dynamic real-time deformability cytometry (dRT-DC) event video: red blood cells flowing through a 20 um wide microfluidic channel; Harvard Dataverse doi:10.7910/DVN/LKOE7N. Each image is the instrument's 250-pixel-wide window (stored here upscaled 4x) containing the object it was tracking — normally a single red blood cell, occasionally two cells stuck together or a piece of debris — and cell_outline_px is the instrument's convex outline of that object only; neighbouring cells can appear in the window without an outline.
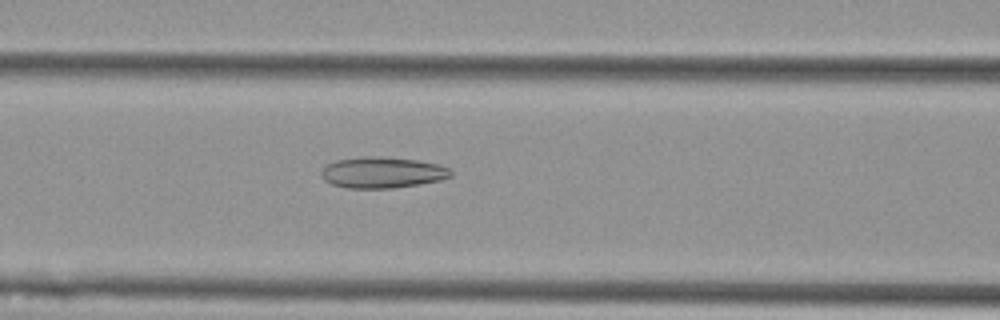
{"species": "Egyptian fruit bat (a non-hibernating species)", "species_latin": "Rousettus aegyptiacus", "temperature_condition": "cold", "stored_images_in_passage": 54, "camera_frame_rate_fps": 3000, "um_per_image_px": 0.085, "animal": {"sex": "female"}, "frame": {"image": 1, "passage_image": 21, "time_ms": 6.667, "image_size_px": [1000, 320], "cell_outline_px": [[452, 176], [440, 180], [420, 184], [392, 188], [348, 188], [332, 184], [324, 180], [320, 172], [328, 164], [336, 160], [364, 156], [376, 156], [416, 160], [440, 164], [448, 168], [452, 172]], "centroid_in_image_um": [32.51, 14.66], "position_along_channel_um": 134.1, "area_um2": 23.41}}
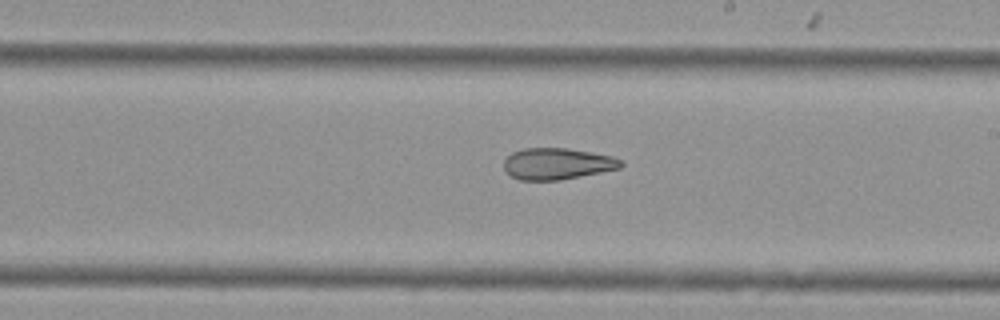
{"frame": {"image": 2, "passage_image": 30, "time_ms": 9.667, "image_size_px": [1000, 320], "cell_outline_px": [[624, 164], [620, 168], [560, 180], [520, 180], [512, 176], [504, 168], [504, 160], [512, 152], [524, 148], [568, 148], [592, 152], [612, 156], [624, 160]], "centroid_in_image_um": [47.39, 13.91], "position_along_channel_um": 241.6, "area_um2": 21.44}}
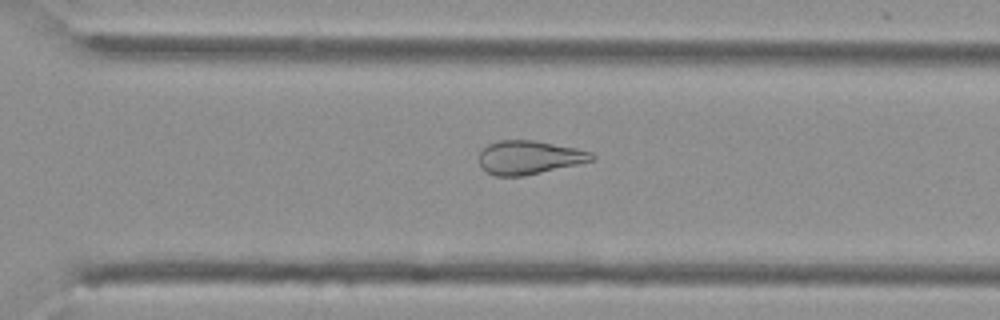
{"frame": {"image": 3, "passage_image": 37, "time_ms": 12.0, "image_size_px": [1000, 320], "cell_outline_px": [[596, 156], [592, 160], [576, 164], [524, 176], [496, 176], [488, 172], [480, 164], [480, 152], [488, 144], [500, 140], [536, 140], [576, 148], [592, 152]], "centroid_in_image_um": [44.98, 13.37], "position_along_channel_um": 325.6, "area_um2": 21.85}, "authors_computed_cell_mechanics": {"area_um2": 26.5013, "velocity_mm_per_s": 3.6036, "shape_relaxation_time_tau1_ms": null, "shape_relaxation_time_tau2_ms": 5.7692, "deformation_change_tau1": null, "deformation_change_tau2": 0.1563}}